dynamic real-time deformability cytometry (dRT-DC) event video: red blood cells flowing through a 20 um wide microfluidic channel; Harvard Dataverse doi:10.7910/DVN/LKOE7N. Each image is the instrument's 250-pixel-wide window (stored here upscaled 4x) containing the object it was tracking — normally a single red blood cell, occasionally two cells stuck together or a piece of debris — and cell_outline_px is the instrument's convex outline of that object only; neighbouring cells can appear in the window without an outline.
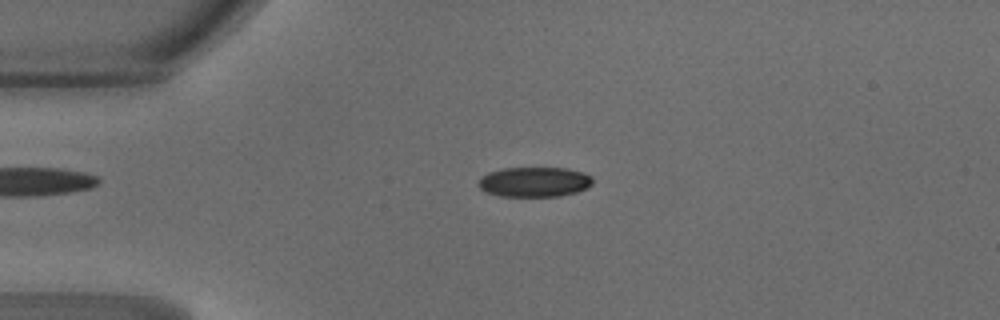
{"species": "common noctule bat (a hibernating species)", "species_latin": "Nyctalus noctula", "temperature_condition": "warm", "stored_images_in_passage": 47, "camera_frame_rate_fps": 3000, "um_per_image_px": 0.085, "animal": {"sex": "male", "body_mass_g": 18.8}, "frame": {"image": 1, "passage_image": 11, "time_ms": 3.333, "image_size_px": [1000, 320], "cell_outline_px": [[592, 184], [588, 188], [576, 192], [560, 196], [500, 196], [488, 192], [480, 188], [476, 184], [480, 176], [488, 172], [504, 168], [568, 168], [584, 172], [592, 176]], "centroid_in_image_um": [45.42, 15.45], "position_along_channel_um": 39.6, "area_um2": 20.11}}
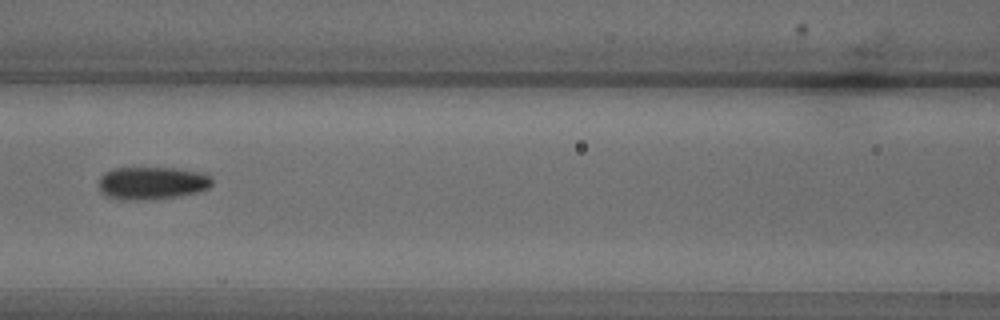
{"frame": {"image": 2, "passage_image": 21, "time_ms": 6.667, "image_size_px": [1000, 320], "cell_outline_px": [[212, 184], [208, 188], [200, 192], [180, 196], [144, 200], [120, 200], [104, 196], [100, 192], [100, 176], [104, 172], [116, 168], [176, 168], [208, 172], [212, 176]], "centroid_in_image_um": [12.96, 15.56], "position_along_channel_um": 153.6, "area_um2": 22.14}}
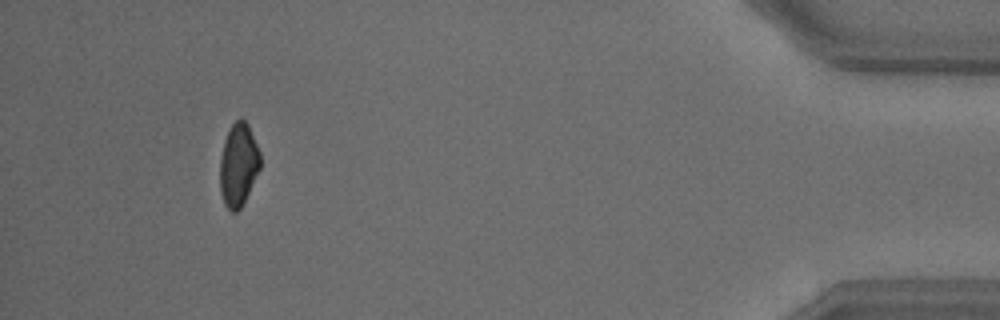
{"frame": {"image": 3, "passage_image": 44, "time_ms": 14.333, "image_size_px": [1000, 320], "cell_outline_px": [[260, 168], [240, 208], [236, 212], [232, 212], [224, 204], [220, 192], [220, 156], [224, 140], [232, 124], [240, 116], [248, 124], [260, 152]], "centroid_in_image_um": [20.25, 13.98], "position_along_channel_um": 415.0, "area_um2": 19.36}, "authors_computed_cell_mechanics": {"area_um2": 20.7502, "velocity_mm_per_s": 4.251, "shape_relaxation_time_tau1_ms": 2.8525, "shape_relaxation_time_tau2_ms": 3.7948, "deformation_change_tau1": 0.1091, "deformation_change_tau2": 0.0913}}